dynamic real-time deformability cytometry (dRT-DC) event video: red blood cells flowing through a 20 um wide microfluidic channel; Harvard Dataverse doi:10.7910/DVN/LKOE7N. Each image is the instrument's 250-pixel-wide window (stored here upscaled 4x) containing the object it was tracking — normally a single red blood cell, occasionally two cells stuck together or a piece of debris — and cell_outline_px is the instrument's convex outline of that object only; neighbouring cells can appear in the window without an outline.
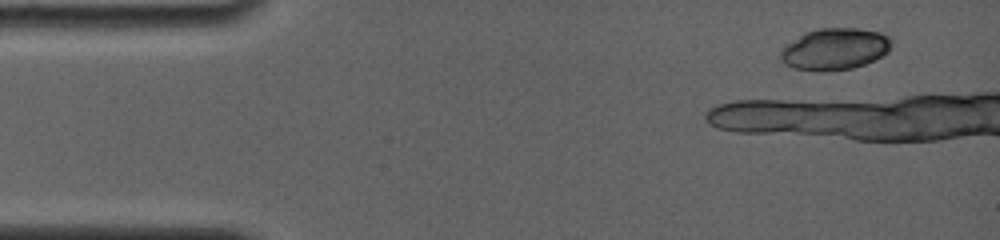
{"species": "common noctule bat (a hibernating species)", "species_latin": "Nyctalus noctula", "temperature_condition": "room temperature", "stored_images_in_passage": 4, "camera_frame_rate_fps": 4000, "um_per_image_px": 0.085, "animal": {"sex": "female", "body_mass_g": 19.0, "forearm_length_mm": 56.7}, "frame": {"image": 1, "passage_image": 2, "time_ms": 0.5, "image_size_px": [1000, 240], "cell_outline_px": [[892, 44], [888, 52], [864, 64], [852, 68], [824, 72], [820, 72], [792, 68], [784, 64], [780, 60], [780, 52], [788, 44], [804, 32], [820, 28], [856, 28], [880, 32], [888, 36], [892, 40]], "centroid_in_image_um": [70.94, 4.17], "position_along_channel_um": 14.1, "area_um2": 26.99}}